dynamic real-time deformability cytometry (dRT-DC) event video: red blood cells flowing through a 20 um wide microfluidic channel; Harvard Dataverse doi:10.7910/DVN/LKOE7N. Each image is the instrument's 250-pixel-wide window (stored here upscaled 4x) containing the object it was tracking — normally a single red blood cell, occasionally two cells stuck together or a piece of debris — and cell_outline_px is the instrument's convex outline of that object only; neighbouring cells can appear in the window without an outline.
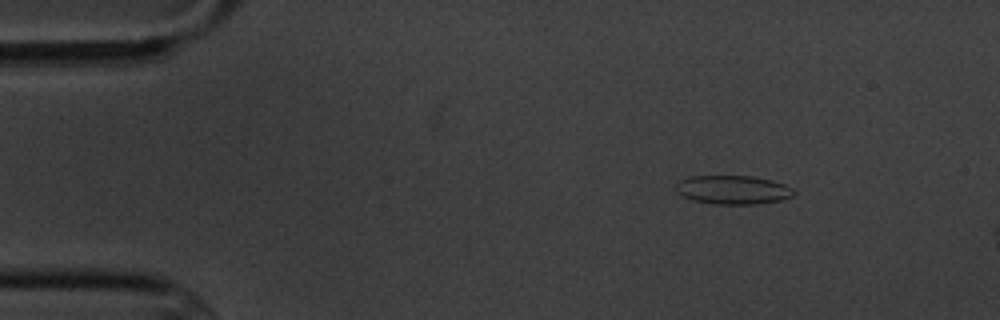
{"species": "common noctule bat (a hibernating species)", "species_latin": "Nyctalus noctula", "temperature_condition": "cold", "stored_images_in_passage": 3, "camera_frame_rate_fps": 3000, "um_per_image_px": 0.085, "animal": {"sex": "male", "body_mass_g": 20.1, "forearm_length_mm": 53.5}, "frame": {"image": 1, "passage_image": 1, "time_ms": 0.0, "image_size_px": [1000, 320], "cell_outline_px": [[796, 192], [792, 196], [780, 200], [756, 204], [712, 204], [692, 200], [676, 192], [676, 184], [680, 180], [688, 176], [752, 176], [772, 180], [784, 184], [792, 188]], "centroid_in_image_um": [62.29, 16.13], "position_along_channel_um": 22.7, "area_um2": 19.83}}